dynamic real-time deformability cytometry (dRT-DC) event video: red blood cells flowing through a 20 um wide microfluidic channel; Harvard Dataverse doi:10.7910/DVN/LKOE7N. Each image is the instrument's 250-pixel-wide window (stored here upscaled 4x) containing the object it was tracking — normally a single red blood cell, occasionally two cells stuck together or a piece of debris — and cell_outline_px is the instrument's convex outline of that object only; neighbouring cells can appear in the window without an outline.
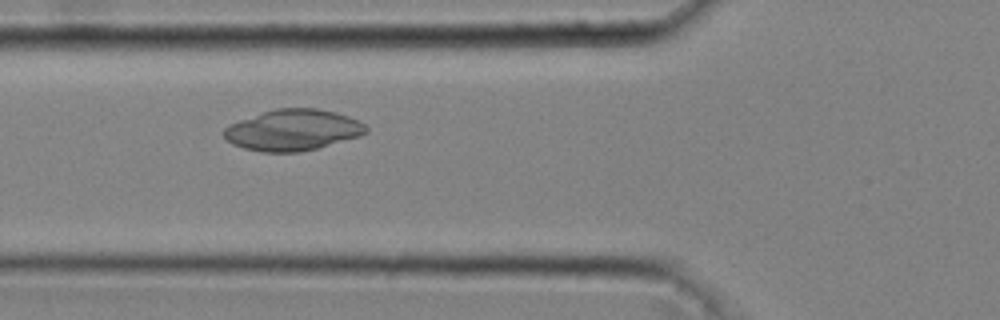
{"species": "common noctule bat (a hibernating species)", "species_latin": "Nyctalus noctula", "temperature_condition": "cold", "stored_images_in_passage": 38, "camera_frame_rate_fps": 3000, "um_per_image_px": 0.085, "animal": {"sex": "male", "body_mass_g": 20.4}, "frame": {"image": 1, "passage_image": 14, "time_ms": 4.333, "image_size_px": [1000, 320], "cell_outline_px": [[368, 132], [360, 136], [316, 148], [300, 152], [260, 152], [244, 148], [232, 144], [224, 136], [224, 128], [228, 124], [276, 108], [316, 108], [336, 112], [360, 120], [368, 128]], "centroid_in_image_um": [24.91, 11.05], "position_along_channel_um": 100.9, "area_um2": 33.99}}
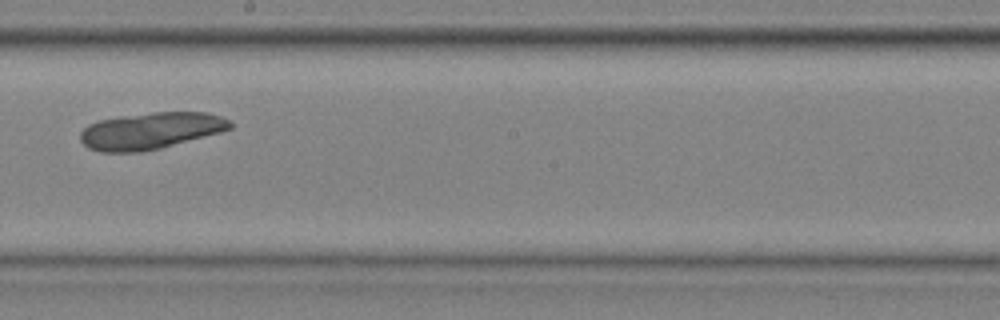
{"frame": {"image": 2, "passage_image": 24, "time_ms": 7.667, "image_size_px": [1000, 320], "cell_outline_px": [[232, 128], [220, 132], [160, 148], [140, 152], [100, 152], [88, 148], [80, 140], [80, 132], [88, 124], [100, 120], [120, 116], [152, 112], [208, 112], [220, 116], [228, 120], [232, 124]], "centroid_in_image_um": [12.78, 11.11], "position_along_channel_um": 235.4, "area_um2": 31.96}}
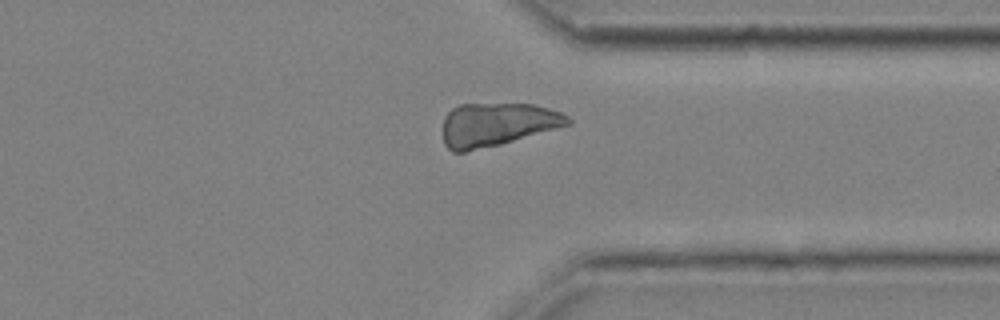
{"frame": {"image": 3, "passage_image": 34, "time_ms": 11.0, "image_size_px": [1000, 320], "cell_outline_px": [[572, 124], [500, 144], [464, 152], [452, 152], [444, 144], [444, 116], [452, 108], [460, 104], [532, 104], [548, 108], [560, 112], [568, 116], [572, 120]], "centroid_in_image_um": [42.25, 10.57], "position_along_channel_um": 369.2, "area_um2": 31.44}}